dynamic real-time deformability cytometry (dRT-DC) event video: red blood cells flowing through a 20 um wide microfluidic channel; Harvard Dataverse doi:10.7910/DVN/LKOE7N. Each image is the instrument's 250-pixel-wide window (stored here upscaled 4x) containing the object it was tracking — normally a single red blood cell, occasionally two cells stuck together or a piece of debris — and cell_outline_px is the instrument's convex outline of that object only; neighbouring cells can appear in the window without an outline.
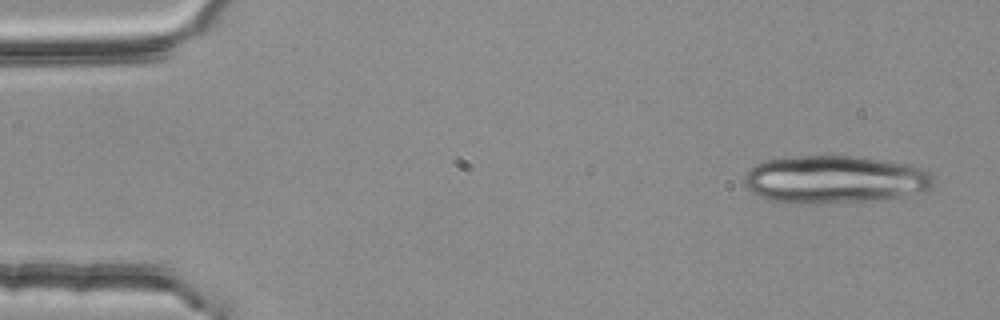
{"species": "common noctule bat (a hibernating species)", "species_latin": "Nyctalus noctula", "temperature_condition": "room temperature", "stored_images_in_passage": 3, "camera_frame_rate_fps": 3000, "um_per_image_px": 0.085, "animal": {"sex": "female", "body_mass_g": 25.1}, "frame": {"image": 1, "passage_image": 1, "time_ms": 0.0, "image_size_px": [1000, 320], "cell_outline_px": [[932, 188], [924, 192], [904, 196], [880, 200], [776, 200], [752, 192], [744, 184], [744, 176], [756, 164], [764, 160], [784, 156], [856, 156], [884, 160], [908, 164], [924, 168], [932, 176]], "centroid_in_image_um": [71.03, 15.18], "position_along_channel_um": 14.0, "area_um2": 51.21}}